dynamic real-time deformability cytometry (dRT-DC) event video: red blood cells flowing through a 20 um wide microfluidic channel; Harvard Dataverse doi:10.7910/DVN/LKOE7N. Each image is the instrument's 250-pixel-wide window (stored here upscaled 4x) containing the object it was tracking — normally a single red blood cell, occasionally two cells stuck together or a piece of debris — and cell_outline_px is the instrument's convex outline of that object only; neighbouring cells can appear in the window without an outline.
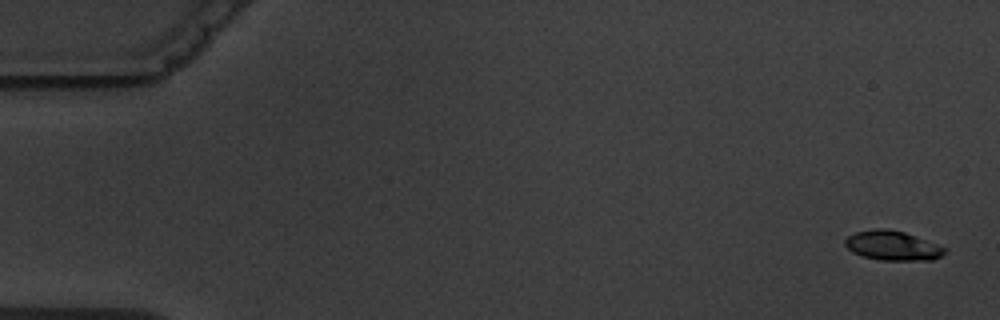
{"species": "common noctule bat (a hibernating species)", "species_latin": "Nyctalus noctula", "temperature_condition": "warm", "stored_images_in_passage": 6, "segment_of_instrument_passage": [1, 2], "camera_frame_rate_fps": 3000, "um_per_image_px": 0.085, "animal": {"sex": "male", "body_mass_g": 19.5, "forearm_length_mm": 54.6}, "frame": {"image": 1, "passage_image": 1, "time_ms": 0.0, "image_size_px": [1000, 320], "cell_outline_px": [[948, 252], [932, 260], [880, 260], [860, 256], [852, 252], [844, 244], [844, 240], [848, 236], [856, 232], [876, 228], [884, 228], [904, 232], [948, 248]], "centroid_in_image_um": [75.87, 20.88], "position_along_channel_um": 9.1, "area_um2": 17.22}}
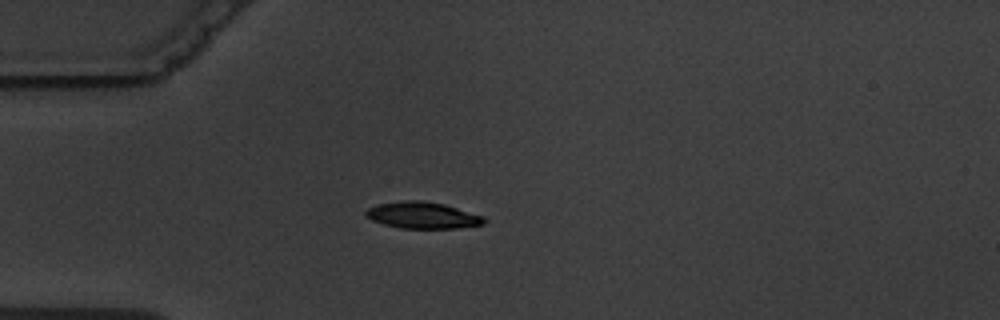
{"frame": {"image": 2, "passage_image": 5, "time_ms": 4.667, "image_size_px": [1000, 320], "cell_outline_px": [[488, 220], [484, 224], [456, 228], [400, 228], [384, 224], [372, 220], [364, 216], [364, 212], [368, 208], [380, 204], [408, 200], [420, 200], [444, 204], [484, 216]], "centroid_in_image_um": [35.93, 18.3], "position_along_channel_um": 49.1, "area_um2": 18.21}}